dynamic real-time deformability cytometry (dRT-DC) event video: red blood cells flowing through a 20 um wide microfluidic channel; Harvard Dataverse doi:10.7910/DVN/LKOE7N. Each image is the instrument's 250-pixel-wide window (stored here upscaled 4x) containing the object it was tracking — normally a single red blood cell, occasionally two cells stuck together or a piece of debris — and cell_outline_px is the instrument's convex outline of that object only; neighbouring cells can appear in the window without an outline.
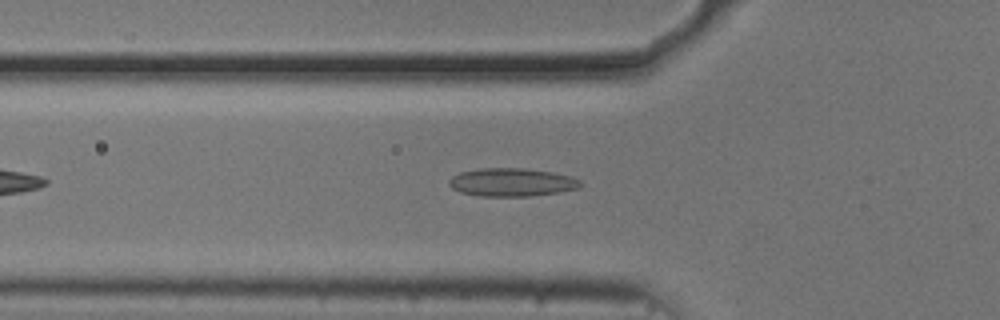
{"species": "common noctule bat (a hibernating species)", "species_latin": "Nyctalus noctula", "temperature_condition": "cold", "stored_images_in_passage": 44, "camera_frame_rate_fps": 3000, "um_per_image_px": 0.085, "animal": {"sex": "male", "body_mass_g": 20.5, "forearm_length_mm": 52.5}, "frame": {"image": 1, "passage_image": 8, "time_ms": 2.333, "image_size_px": [1000, 320], "cell_outline_px": [[580, 184], [576, 188], [560, 192], [532, 196], [480, 196], [460, 192], [452, 188], [448, 184], [448, 180], [452, 176], [460, 172], [480, 168], [524, 168], [552, 172], [572, 176], [580, 180]], "centroid_in_image_um": [43.47, 15.49], "position_along_channel_um": 82.3, "area_um2": 21.62}}
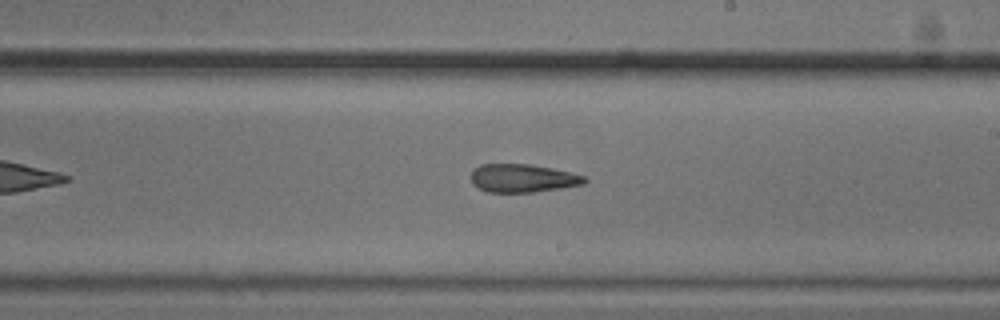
{"frame": {"image": 2, "passage_image": 21, "time_ms": 6.667, "image_size_px": [1000, 320], "cell_outline_px": [[588, 180], [584, 184], [560, 188], [532, 192], [488, 192], [472, 184], [472, 168], [480, 164], [528, 164], [552, 168], [584, 176]], "centroid_in_image_um": [44.4, 15.14], "position_along_channel_um": 244.6, "area_um2": 18.55}}
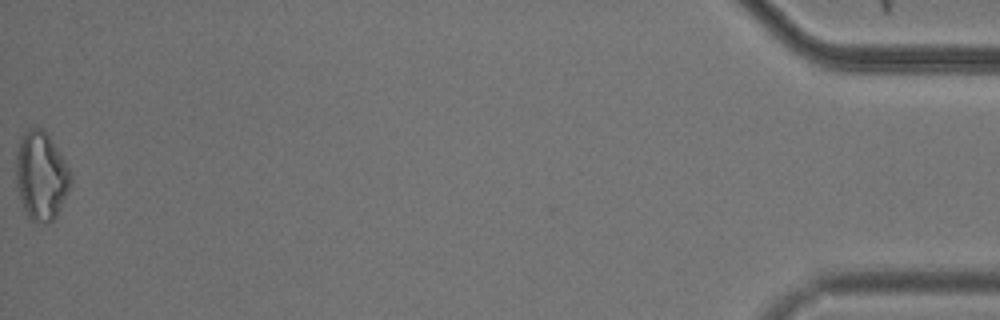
{"frame": {"image": 3, "passage_image": 44, "time_ms": 14.333, "image_size_px": [1000, 320], "cell_outline_px": [[72, 180], [68, 192], [56, 216], [48, 224], [32, 220], [28, 216], [24, 208], [16, 184], [16, 156], [20, 136], [28, 128], [40, 128], [48, 136], [60, 152], [72, 172]], "centroid_in_image_um": [3.51, 14.94], "position_along_channel_um": 431.7, "area_um2": 28.09}, "authors_computed_cell_mechanics": {"area_um2": 20.3167, "velocity_mm_per_s": 3.7221, "shape_relaxation_time_tau1_ms": null, "shape_relaxation_time_tau2_ms": 9.2056, "deformation_change_tau1": null, "deformation_change_tau2": 0.1898}}